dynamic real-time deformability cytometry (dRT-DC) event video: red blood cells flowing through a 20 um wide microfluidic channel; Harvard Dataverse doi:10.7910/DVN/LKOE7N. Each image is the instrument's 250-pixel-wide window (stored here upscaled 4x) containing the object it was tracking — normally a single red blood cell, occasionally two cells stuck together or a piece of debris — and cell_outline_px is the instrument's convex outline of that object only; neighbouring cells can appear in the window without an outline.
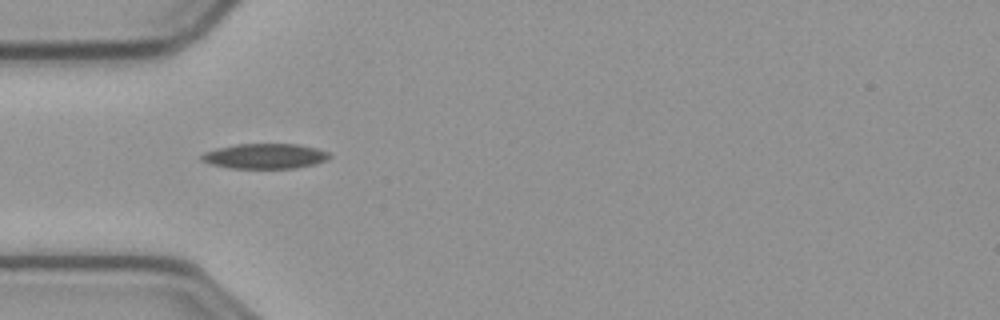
{"species": "common noctule bat (a hibernating species)", "species_latin": "Nyctalus noctula", "temperature_condition": "cold", "stored_images_in_passage": 56, "camera_frame_rate_fps": 3000, "um_per_image_px": 0.085, "animal": {"sex": "male", "body_mass_g": 23.1, "forearm_length_mm": 52.7}, "frame": {"image": 1, "passage_image": 16, "time_ms": 5.0, "image_size_px": [1000, 320], "cell_outline_px": [[332, 156], [328, 160], [296, 168], [232, 168], [212, 164], [200, 160], [200, 156], [204, 152], [236, 144], [296, 144], [316, 148], [328, 152]], "centroid_in_image_um": [22.54, 13.27], "position_along_channel_um": 62.5, "area_um2": 18.55}}
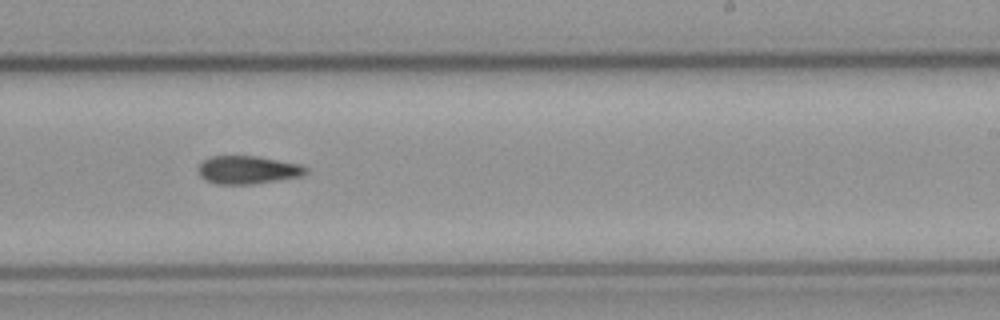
{"frame": {"image": 2, "passage_image": 33, "time_ms": 10.667, "image_size_px": [1000, 320], "cell_outline_px": [[308, 172], [304, 176], [252, 184], [216, 184], [204, 180], [200, 176], [196, 168], [204, 160], [212, 156], [260, 156], [300, 164], [308, 168]], "centroid_in_image_um": [21.07, 14.44], "position_along_channel_um": 267.9, "area_um2": 17.86}}
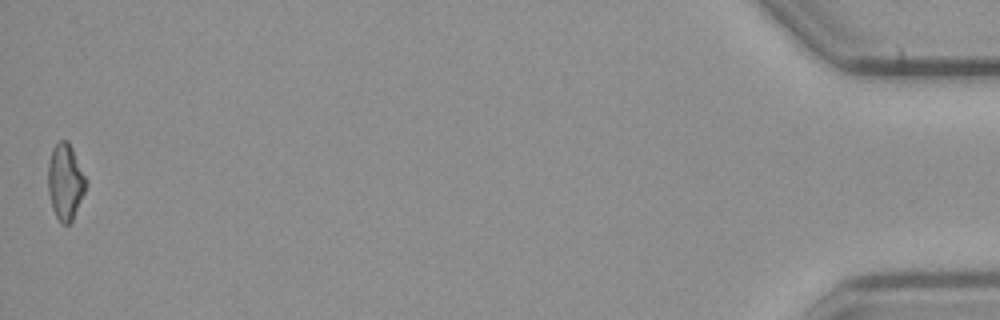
{"frame": {"image": 3, "passage_image": 55, "time_ms": 18.0, "image_size_px": [1000, 320], "cell_outline_px": [[88, 184], [72, 220], [68, 224], [60, 224], [52, 208], [48, 192], [48, 164], [52, 148], [60, 140], [68, 140], [88, 180]], "centroid_in_image_um": [5.56, 15.44], "position_along_channel_um": 429.6, "area_um2": 16.94}}